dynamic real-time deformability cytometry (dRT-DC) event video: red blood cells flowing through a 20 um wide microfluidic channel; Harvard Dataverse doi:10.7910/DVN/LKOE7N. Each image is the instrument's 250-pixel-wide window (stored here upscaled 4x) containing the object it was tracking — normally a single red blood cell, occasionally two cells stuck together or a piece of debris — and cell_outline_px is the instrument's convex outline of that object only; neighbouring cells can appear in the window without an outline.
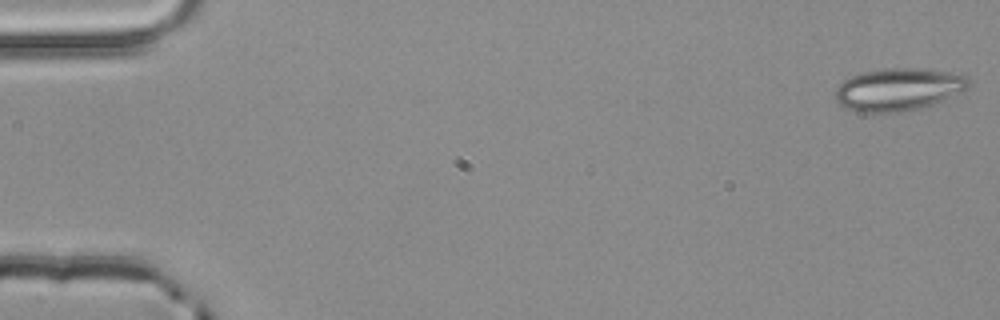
{"species": "common noctule bat (a hibernating species)", "species_latin": "Nyctalus noctula", "temperature_condition": "room temperature", "stored_images_in_passage": 2, "camera_frame_rate_fps": 3000, "um_per_image_px": 0.085, "animal": {"sex": "male", "body_mass_g": 20.4}, "frame": {"image": 1, "passage_image": 2, "time_ms": 0.333, "image_size_px": [1000, 320], "cell_outline_px": [[968, 88], [960, 92], [932, 104], [900, 112], [856, 112], [844, 108], [836, 100], [836, 88], [844, 80], [852, 76], [864, 72], [888, 68], [916, 68], [964, 72], [968, 76]], "centroid_in_image_um": [76.39, 7.58], "position_along_channel_um": 8.6, "area_um2": 33.06}}